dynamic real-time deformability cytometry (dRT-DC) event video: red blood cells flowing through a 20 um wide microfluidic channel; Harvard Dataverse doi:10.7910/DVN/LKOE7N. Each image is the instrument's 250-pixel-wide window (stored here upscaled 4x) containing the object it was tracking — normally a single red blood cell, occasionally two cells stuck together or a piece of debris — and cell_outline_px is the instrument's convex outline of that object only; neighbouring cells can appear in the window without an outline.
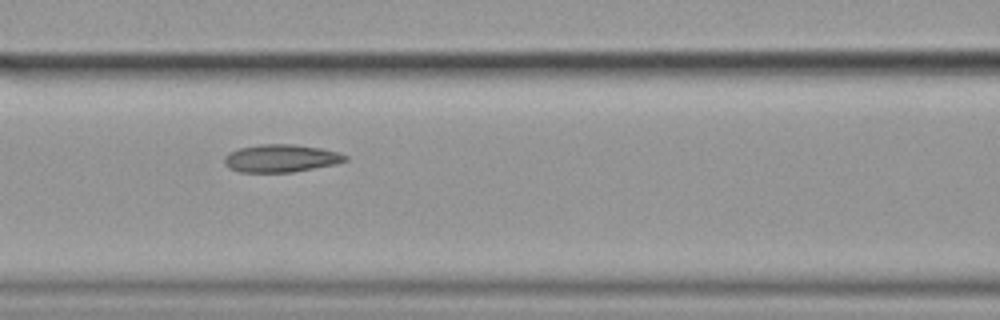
{"species": "common noctule bat (a hibernating species)", "species_latin": "Nyctalus noctula", "temperature_condition": "cold", "stored_images_in_passage": 9, "camera_frame_rate_fps": 3000, "um_per_image_px": 0.085, "animal": {"sex": "female", "body_mass_g": 19.9}, "frame": {"image": 1, "passage_image": 6, "time_ms": 1.667, "image_size_px": [1000, 320], "cell_outline_px": [[348, 160], [336, 164], [292, 172], [240, 172], [228, 168], [224, 164], [224, 156], [228, 152], [240, 148], [260, 144], [292, 144], [320, 148], [336, 152], [348, 156]], "centroid_in_image_um": [23.85, 13.46], "position_along_channel_um": 142.8, "area_um2": 19.54}}
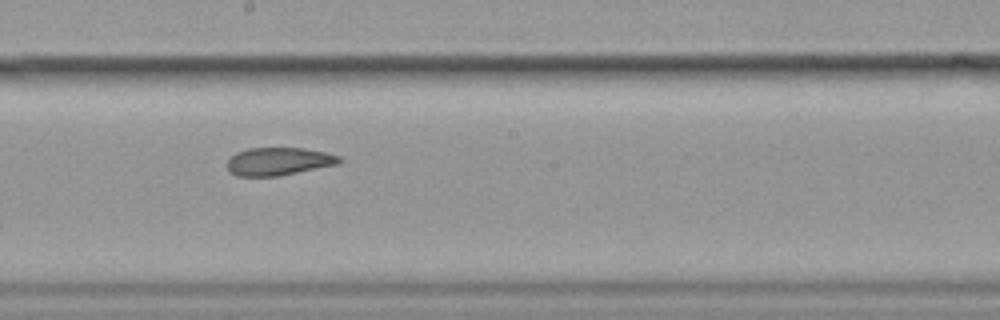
{"frame": {"image": 2, "passage_image": 8, "time_ms": 2.333, "image_size_px": [1000, 320], "cell_outline_px": [[344, 160], [340, 164], [280, 176], [236, 176], [228, 172], [228, 160], [236, 152], [248, 148], [304, 148], [324, 152], [340, 156]], "centroid_in_image_um": [23.71, 13.72], "position_along_channel_um": 224.5, "area_um2": 18.44}}
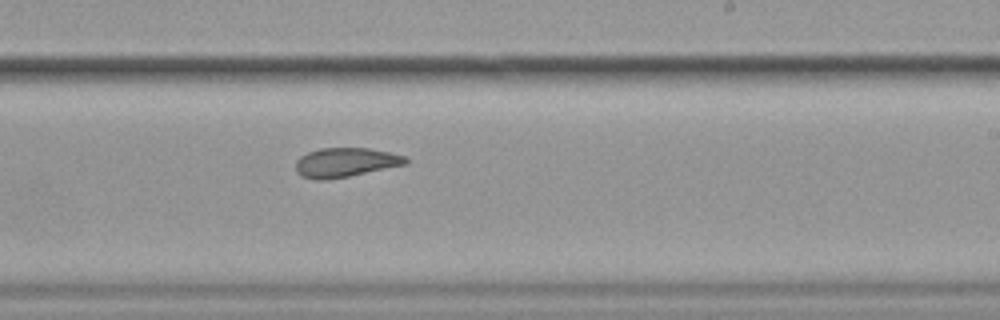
{"frame": {"image": 3, "passage_image": 9, "time_ms": 2.667, "image_size_px": [1000, 320], "cell_outline_px": [[408, 164], [348, 176], [324, 180], [316, 180], [300, 176], [296, 172], [296, 160], [300, 156], [308, 152], [320, 148], [368, 148], [388, 152], [404, 156], [408, 160]], "centroid_in_image_um": [29.33, 13.81], "position_along_channel_um": 259.7, "area_um2": 18.73}}